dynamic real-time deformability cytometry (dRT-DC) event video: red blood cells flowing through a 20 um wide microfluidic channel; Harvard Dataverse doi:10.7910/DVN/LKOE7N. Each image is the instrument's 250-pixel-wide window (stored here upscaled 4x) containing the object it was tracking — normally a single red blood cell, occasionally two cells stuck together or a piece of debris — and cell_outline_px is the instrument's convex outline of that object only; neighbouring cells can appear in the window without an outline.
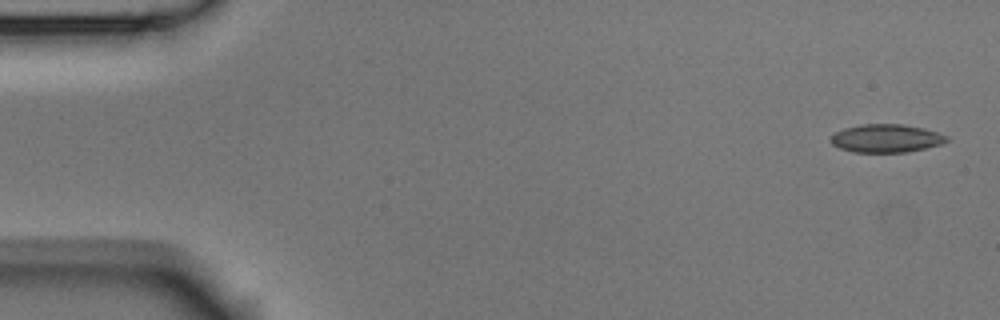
{"species": "Egyptian fruit bat (a non-hibernating species)", "species_latin": "Rousettus aegyptiacus", "temperature_condition": "room temperature", "stored_images_in_passage": 5, "camera_frame_rate_fps": 3000, "um_per_image_px": 0.085, "animal": {"sex": "male"}, "frame": {"image": 1, "passage_image": 1, "time_ms": 0.0, "image_size_px": [1000, 320], "cell_outline_px": [[952, 140], [940, 144], [908, 152], [852, 152], [840, 148], [832, 144], [828, 140], [836, 132], [844, 128], [860, 124], [904, 124], [924, 128], [948, 136]], "centroid_in_image_um": [75.33, 11.75], "position_along_channel_um": 9.7, "area_um2": 19.13}}